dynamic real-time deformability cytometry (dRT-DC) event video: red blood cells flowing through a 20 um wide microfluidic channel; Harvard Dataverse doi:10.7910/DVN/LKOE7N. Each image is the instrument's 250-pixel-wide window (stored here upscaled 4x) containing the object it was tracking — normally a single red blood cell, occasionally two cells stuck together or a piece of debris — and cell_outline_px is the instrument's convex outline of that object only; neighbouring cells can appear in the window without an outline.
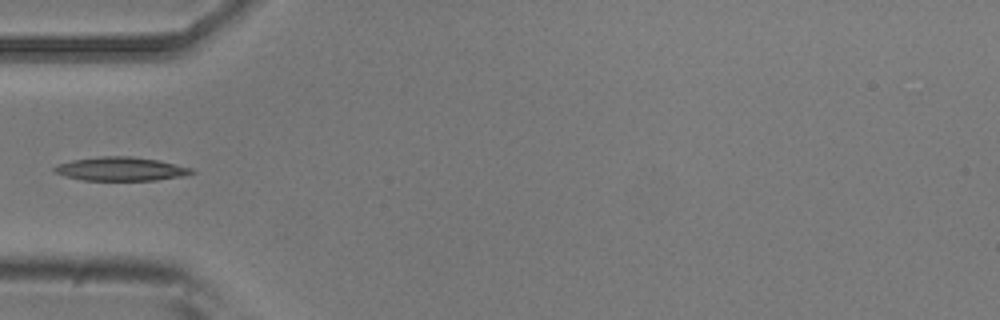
{"species": "common noctule bat (a hibernating species)", "species_latin": "Nyctalus noctula", "temperature_condition": "room temperature", "stored_images_in_passage": 5, "camera_frame_rate_fps": 3000, "um_per_image_px": 0.085, "animal": {"sex": "male", "body_mass_g": 20.5, "forearm_length_mm": 52.5}, "frame": {"image": 1, "passage_image": 4, "time_ms": 3.667, "image_size_px": [1000, 320], "cell_outline_px": [[196, 172], [188, 176], [156, 180], [84, 180], [64, 176], [56, 172], [52, 168], [56, 164], [72, 160], [100, 156], [132, 156], [156, 160], [192, 168]], "centroid_in_image_um": [10.28, 14.36], "position_along_channel_um": 74.7, "area_um2": 19.02}}
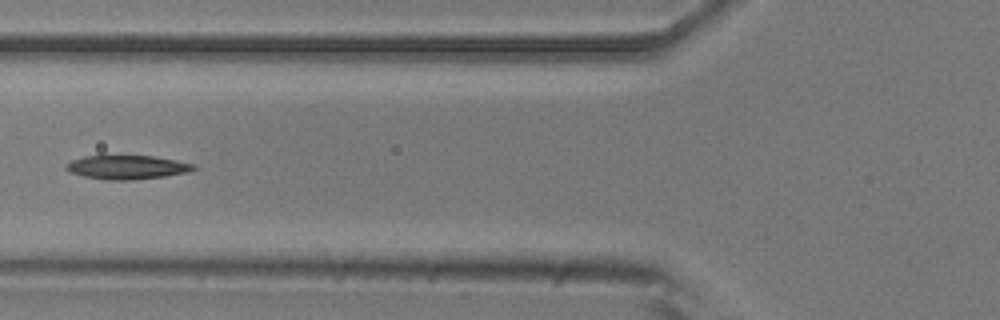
{"frame": {"image": 2, "passage_image": 5, "time_ms": 4.667, "image_size_px": [1000, 320], "cell_outline_px": [[196, 168], [188, 172], [164, 176], [132, 180], [108, 180], [84, 176], [68, 172], [64, 168], [64, 164], [72, 160], [84, 156], [152, 156], [196, 164]], "centroid_in_image_um": [10.76, 14.22], "position_along_channel_um": 115.0, "area_um2": 17.69}}